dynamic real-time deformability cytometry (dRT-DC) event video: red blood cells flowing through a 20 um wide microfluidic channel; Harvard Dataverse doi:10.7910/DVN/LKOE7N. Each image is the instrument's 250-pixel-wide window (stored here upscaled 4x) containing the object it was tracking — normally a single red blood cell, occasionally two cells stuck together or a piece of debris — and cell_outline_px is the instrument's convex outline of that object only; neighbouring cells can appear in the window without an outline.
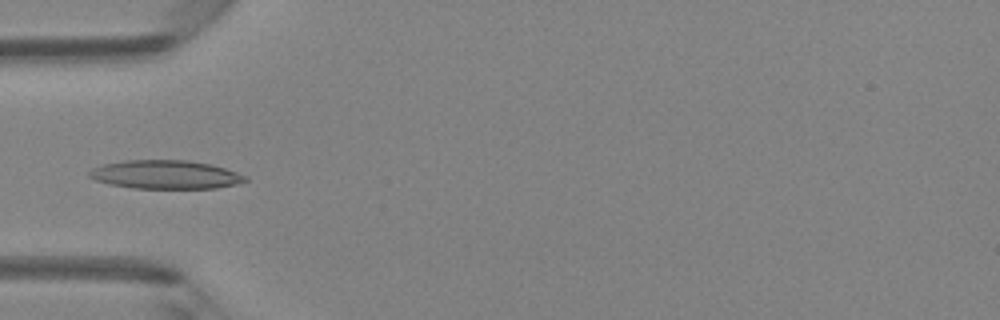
{"species": "Egyptian fruit bat (a non-hibernating species)", "species_latin": "Rousettus aegyptiacus", "temperature_condition": "room temperature", "stored_images_in_passage": 29, "camera_frame_rate_fps": 3000, "um_per_image_px": 0.085, "animal": {"sex": "female"}, "frame": {"image": 1, "passage_image": 8, "time_ms": 2.333, "image_size_px": [1000, 320], "cell_outline_px": [[228, 172], [224, 184], [204, 188], [152, 188], [124, 184], [160, 164], [200, 164], [216, 168]], "centroid_in_image_um": [15.35, 15.03], "position_along_channel_um": 69.7, "area_um2": 13.7}}
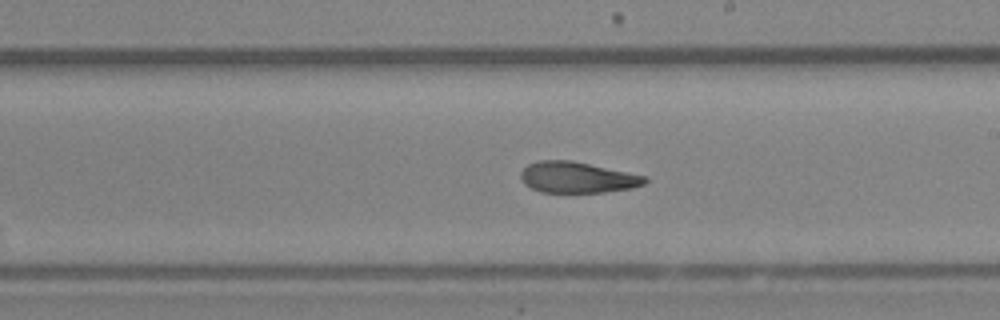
{"frame": {"image": 2, "passage_image": 20, "time_ms": 6.333, "image_size_px": [1000, 320], "cell_outline_px": [[644, 180], [640, 184], [616, 188], [588, 192], [552, 192], [540, 188], [532, 184], [528, 180], [544, 164], [580, 164], [636, 176]], "centroid_in_image_um": [49.3, 15.18], "position_along_channel_um": 239.7, "area_um2": 16.76}}
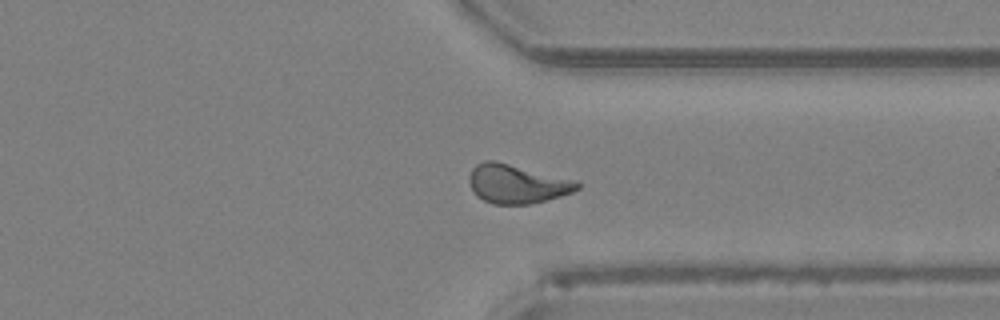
{"frame": {"image": 3, "passage_image": 29, "time_ms": 9.333, "image_size_px": [1000, 320], "cell_outline_px": [[576, 188], [568, 192], [540, 200], [508, 204], [504, 204], [488, 200], [480, 196], [476, 192], [472, 184], [472, 180], [492, 164], [504, 164], [576, 184]], "centroid_in_image_um": [43.98, 15.74], "position_along_channel_um": 367.4, "area_um2": 19.48}}